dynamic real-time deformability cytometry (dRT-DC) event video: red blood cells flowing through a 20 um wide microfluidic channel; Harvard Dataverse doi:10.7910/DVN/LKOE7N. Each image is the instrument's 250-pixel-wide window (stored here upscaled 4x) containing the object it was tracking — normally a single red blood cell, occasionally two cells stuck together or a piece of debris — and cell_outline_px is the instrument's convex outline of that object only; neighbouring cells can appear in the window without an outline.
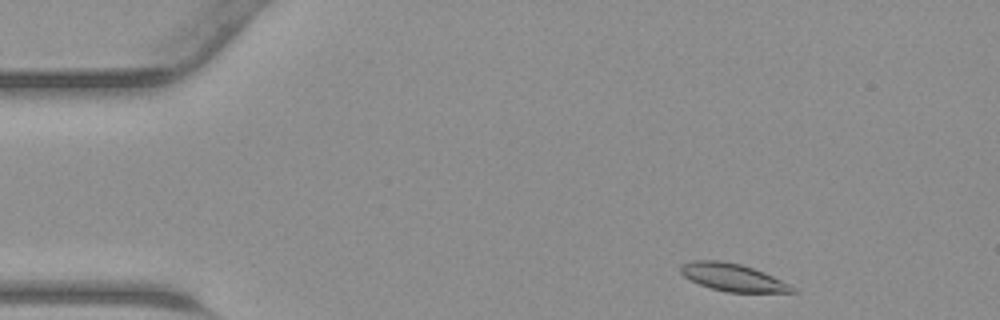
{"species": "common noctule bat (a hibernating species)", "species_latin": "Nyctalus noctula", "temperature_condition": "warm", "stored_images_in_passage": 40, "camera_frame_rate_fps": 3000, "um_per_image_px": 0.085, "animal": {"sex": "male", "body_mass_g": 23.1, "forearm_length_mm": 52.7}, "frame": {"image": 1, "passage_image": 1, "time_ms": 0.0, "image_size_px": [1000, 320], "cell_outline_px": [[796, 292], [728, 292], [712, 288], [700, 284], [684, 276], [680, 272], [680, 264], [692, 260], [720, 260], [740, 264], [764, 272], [788, 284]], "centroid_in_image_um": [62.22, 23.55], "position_along_channel_um": 22.8, "area_um2": 17.57}}
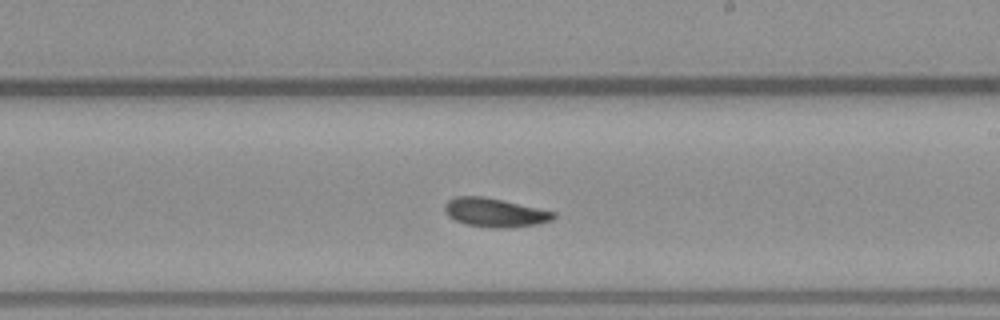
{"frame": {"image": 2, "passage_image": 21, "time_ms": 6.667, "image_size_px": [1000, 320], "cell_outline_px": [[556, 216], [552, 220], [536, 224], [508, 228], [492, 228], [464, 224], [448, 216], [444, 208], [444, 204], [448, 200], [456, 196], [480, 196], [504, 200], [556, 212]], "centroid_in_image_um": [42.06, 18.07], "position_along_channel_um": 246.9, "area_um2": 18.32}}
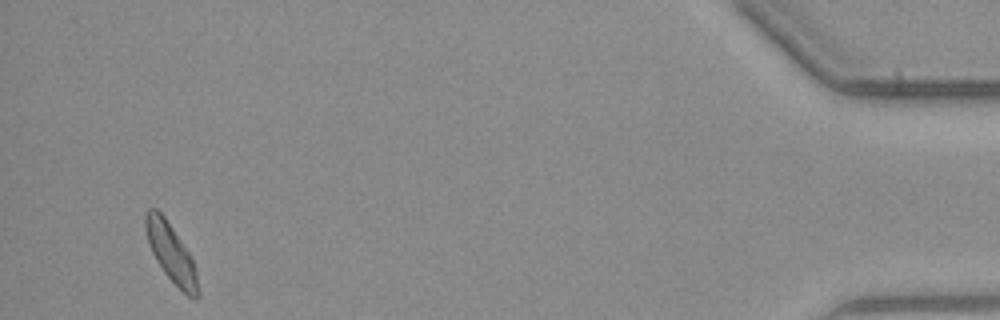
{"frame": {"image": 3, "passage_image": 38, "time_ms": 12.333, "image_size_px": [1000, 320], "cell_outline_px": [[200, 296], [196, 300], [192, 300], [164, 272], [156, 260], [152, 252], [144, 228], [144, 216], [148, 208], [156, 208], [164, 216], [188, 252], [196, 268], [200, 292]], "centroid_in_image_um": [14.55, 21.52], "position_along_channel_um": 420.6, "area_um2": 17.69}}